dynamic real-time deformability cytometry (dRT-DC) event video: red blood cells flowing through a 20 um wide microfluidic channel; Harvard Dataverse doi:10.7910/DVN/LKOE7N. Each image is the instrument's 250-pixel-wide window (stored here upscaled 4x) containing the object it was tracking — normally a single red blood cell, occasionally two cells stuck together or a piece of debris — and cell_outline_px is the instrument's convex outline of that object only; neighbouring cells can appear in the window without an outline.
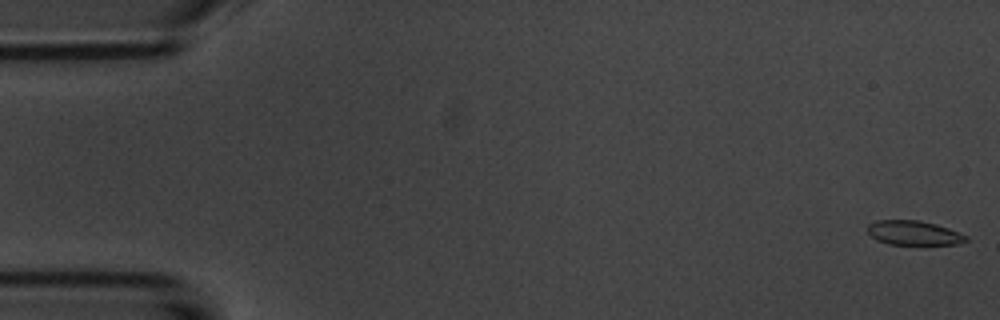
{"species": "common noctule bat (a hibernating species)", "species_latin": "Nyctalus noctula", "temperature_condition": "room temperature", "stored_images_in_passage": 54, "camera_frame_rate_fps": 3000, "um_per_image_px": 0.085, "animal": {"sex": "male", "body_mass_g": 20.1, "forearm_length_mm": 53.5}, "frame": {"image": 1, "passage_image": 1, "time_ms": 0.0, "image_size_px": [1000, 320], "cell_outline_px": [[968, 240], [956, 244], [888, 244], [876, 240], [868, 232], [868, 224], [876, 220], [920, 220], [936, 224], [948, 228], [968, 236]], "centroid_in_image_um": [77.66, 19.79], "position_along_channel_um": 7.3, "area_um2": 13.93}}
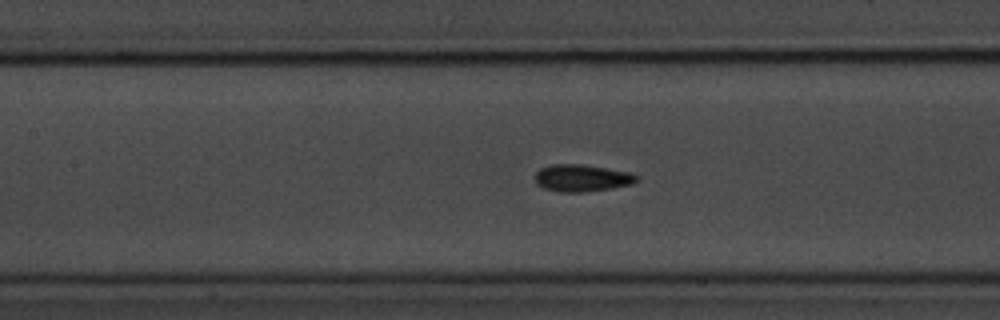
{"frame": {"image": 2, "passage_image": 24, "time_ms": 7.667, "image_size_px": [1000, 320], "cell_outline_px": [[640, 176], [632, 184], [612, 188], [584, 192], [560, 192], [544, 188], [536, 184], [536, 172], [540, 168], [552, 164], [580, 164], [632, 172]], "centroid_in_image_um": [49.47, 15.13], "position_along_channel_um": 157.9, "area_um2": 16.07}}
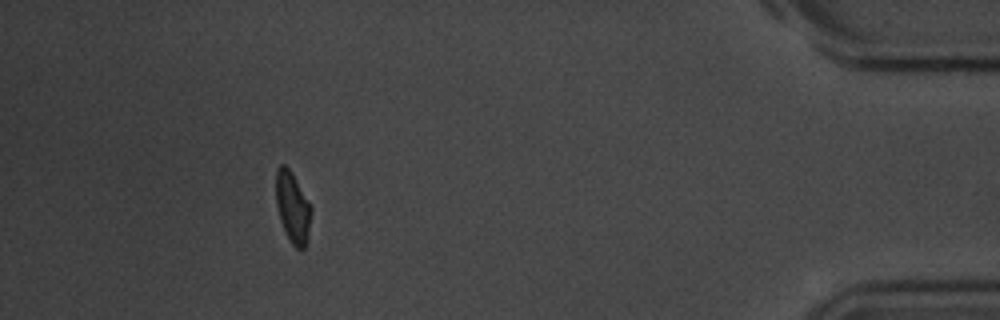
{"frame": {"image": 3, "passage_image": 49, "time_ms": 16.0, "image_size_px": [1000, 320], "cell_outline_px": [[312, 212], [304, 248], [296, 248], [292, 244], [284, 232], [280, 220], [276, 204], [276, 168], [280, 164], [284, 164], [292, 172], [312, 208]], "centroid_in_image_um": [24.85, 17.59], "position_along_channel_um": 410.4, "area_um2": 14.45}, "authors_computed_cell_mechanics": {"area_um2": 15.2014, "velocity_mm_per_s": 3.7345, "shape_relaxation_time_tau1_ms": 2.3984, "shape_relaxation_time_tau2_ms": 1.2898, "deformation_change_tau1": 0.0863, "deformation_change_tau2": 0.0392}}